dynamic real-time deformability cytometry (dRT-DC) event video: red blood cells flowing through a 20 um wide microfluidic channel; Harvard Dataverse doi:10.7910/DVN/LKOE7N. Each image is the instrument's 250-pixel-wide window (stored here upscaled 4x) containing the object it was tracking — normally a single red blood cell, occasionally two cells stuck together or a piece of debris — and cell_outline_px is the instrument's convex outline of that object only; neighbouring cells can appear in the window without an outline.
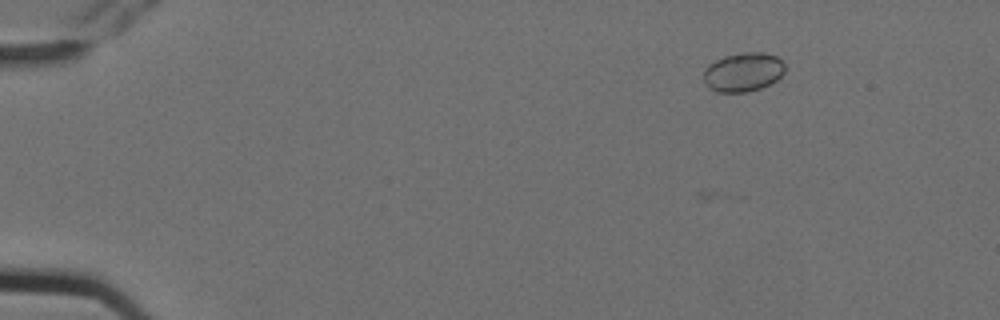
{"species": "Egyptian fruit bat (a non-hibernating species)", "species_latin": "Rousettus aegyptiacus", "temperature_condition": "cold", "stored_images_in_passage": 10, "camera_frame_rate_fps": 3000, "um_per_image_px": 0.085, "animal": {"sex": "female"}, "frame": {"image": 1, "passage_image": 2, "time_ms": 0.333, "image_size_px": [1000, 320], "cell_outline_px": [[784, 72], [776, 80], [760, 88], [748, 92], [716, 92], [708, 88], [704, 84], [704, 68], [708, 64], [724, 56], [740, 52], [764, 52], [776, 56], [784, 64]], "centroid_in_image_um": [63.13, 6.12], "position_along_channel_um": 21.9, "area_um2": 18.61}}
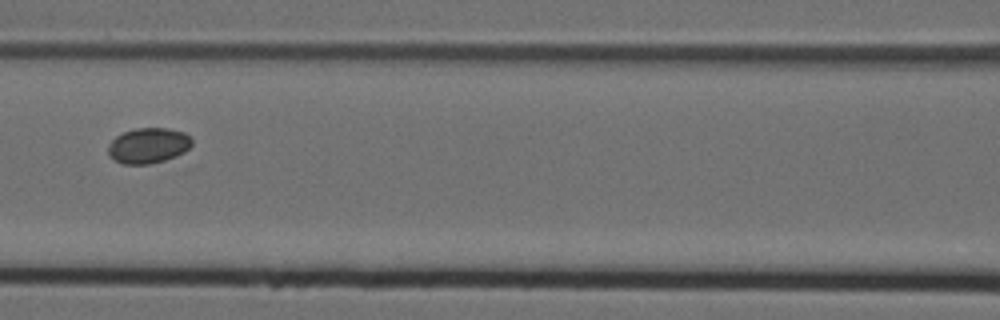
{"frame": {"image": 2, "passage_image": 7, "time_ms": 2.0, "image_size_px": [1000, 320], "cell_outline_px": [[192, 144], [184, 152], [176, 156], [164, 160], [148, 164], [124, 164], [112, 160], [108, 156], [108, 144], [116, 136], [124, 132], [136, 128], [168, 128], [184, 132], [192, 140]], "centroid_in_image_um": [12.57, 12.37], "position_along_channel_um": 154.0, "area_um2": 17.34}}
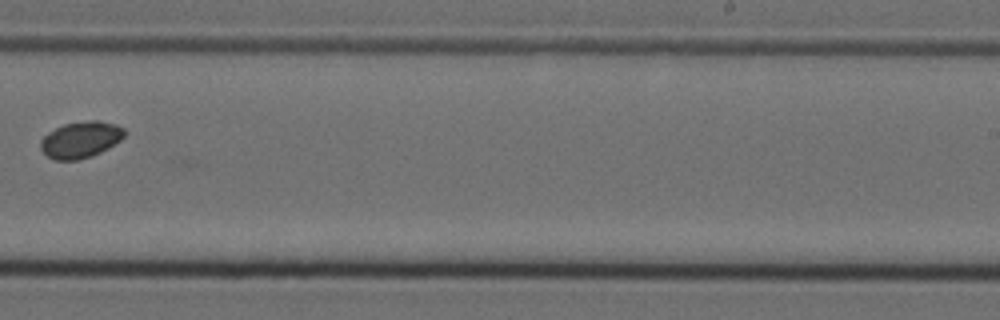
{"frame": {"image": 3, "passage_image": 10, "time_ms": 3.0, "image_size_px": [1000, 320], "cell_outline_px": [[124, 136], [120, 140], [108, 148], [92, 156], [76, 160], [56, 160], [48, 156], [40, 148], [40, 140], [48, 132], [64, 124], [92, 120], [96, 120], [116, 124], [124, 128]], "centroid_in_image_um": [6.85, 11.87], "position_along_channel_um": 282.2, "area_um2": 17.63}}